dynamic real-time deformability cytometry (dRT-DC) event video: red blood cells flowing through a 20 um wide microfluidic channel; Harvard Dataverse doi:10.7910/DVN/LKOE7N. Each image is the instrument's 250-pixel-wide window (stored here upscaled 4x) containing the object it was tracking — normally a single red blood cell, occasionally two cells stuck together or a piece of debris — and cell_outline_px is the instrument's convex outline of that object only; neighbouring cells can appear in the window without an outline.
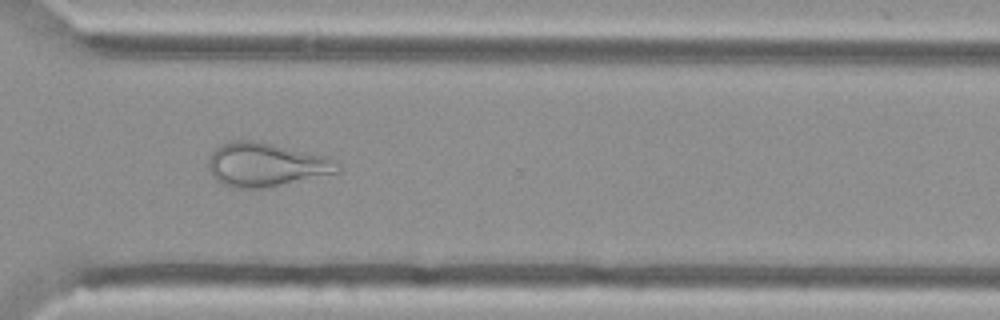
{"species": "Egyptian fruit bat (a non-hibernating species)", "species_latin": "Rousettus aegyptiacus", "temperature_condition": "cold", "stored_images_in_passage": 43, "camera_frame_rate_fps": 3000, "um_per_image_px": 0.085, "animal": {"sex": "female"}, "frame": {"image": 1, "passage_image": 29, "time_ms": 9.333, "image_size_px": [1000, 320], "cell_outline_px": [[340, 172], [268, 188], [240, 188], [224, 184], [216, 180], [212, 176], [208, 168], [208, 160], [212, 152], [220, 144], [232, 140], [252, 140], [332, 156], [340, 164]], "centroid_in_image_um": [22.65, 13.99], "position_along_channel_um": 347.9, "area_um2": 33.41}}
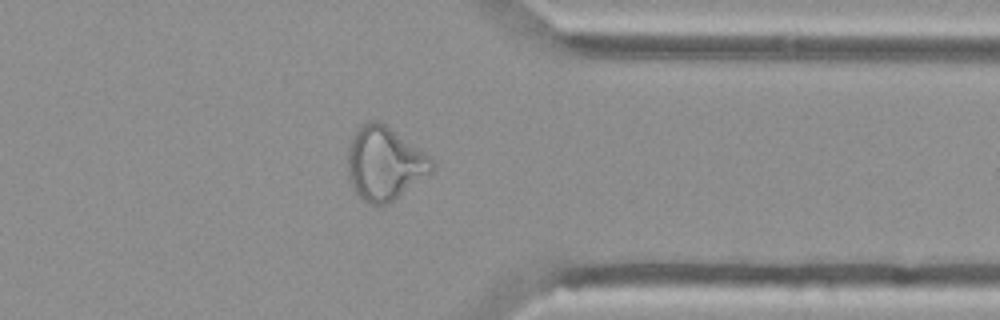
{"frame": {"image": 2, "passage_image": 32, "time_ms": 10.333, "image_size_px": [1000, 320], "cell_outline_px": [[432, 172], [388, 204], [368, 204], [352, 188], [348, 176], [348, 148], [352, 136], [364, 124], [372, 120], [376, 120], [384, 124], [428, 156], [432, 160]], "centroid_in_image_um": [32.65, 13.92], "position_along_channel_um": 378.8, "area_um2": 35.14}}
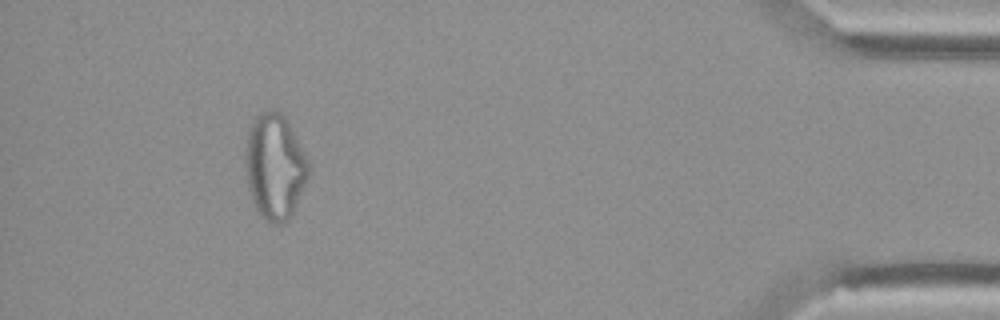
{"frame": {"image": 3, "passage_image": 39, "time_ms": 12.667, "image_size_px": [1000, 320], "cell_outline_px": [[308, 176], [292, 212], [288, 220], [280, 224], [272, 224], [264, 220], [256, 208], [252, 200], [248, 188], [244, 156], [248, 132], [256, 116], [260, 112], [268, 108], [272, 108], [280, 112], [288, 120], [308, 160]], "centroid_in_image_um": [23.33, 14.13], "position_along_channel_um": 411.9, "area_um2": 38.73}}